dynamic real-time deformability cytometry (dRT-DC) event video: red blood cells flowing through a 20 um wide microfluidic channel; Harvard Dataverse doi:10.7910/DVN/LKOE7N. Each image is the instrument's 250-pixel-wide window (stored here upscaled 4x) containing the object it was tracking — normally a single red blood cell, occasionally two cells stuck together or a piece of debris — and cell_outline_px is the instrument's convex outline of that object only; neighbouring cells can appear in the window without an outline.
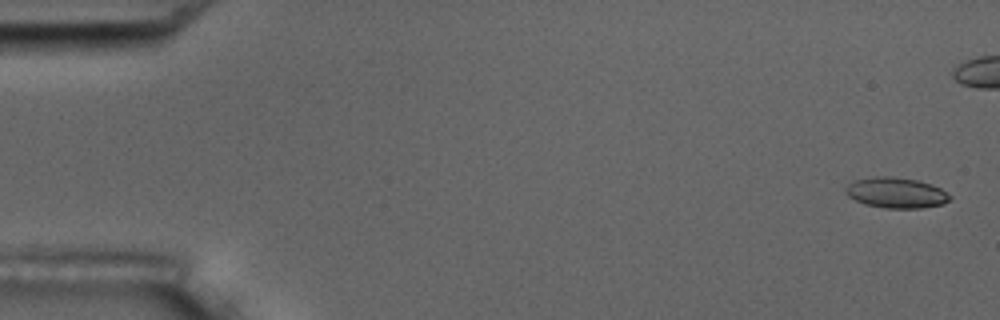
{"species": "common noctule bat (a hibernating species)", "species_latin": "Nyctalus noctula", "temperature_condition": "room temperature", "stored_images_in_passage": 6, "camera_frame_rate_fps": 3000, "um_per_image_px": 0.085, "animal": {"sex": "male", "body_mass_g": 17.5, "forearm_length_mm": 52.3}, "frame": {"image": 1, "passage_image": 1, "time_ms": 0.0, "image_size_px": [1000, 320], "cell_outline_px": [[952, 200], [940, 204], [920, 208], [884, 208], [864, 204], [848, 196], [844, 192], [844, 188], [852, 180], [876, 176], [892, 176], [916, 180], [932, 184], [940, 188], [952, 196]], "centroid_in_image_um": [76.14, 16.37], "position_along_channel_um": 8.9, "area_um2": 18.73}}